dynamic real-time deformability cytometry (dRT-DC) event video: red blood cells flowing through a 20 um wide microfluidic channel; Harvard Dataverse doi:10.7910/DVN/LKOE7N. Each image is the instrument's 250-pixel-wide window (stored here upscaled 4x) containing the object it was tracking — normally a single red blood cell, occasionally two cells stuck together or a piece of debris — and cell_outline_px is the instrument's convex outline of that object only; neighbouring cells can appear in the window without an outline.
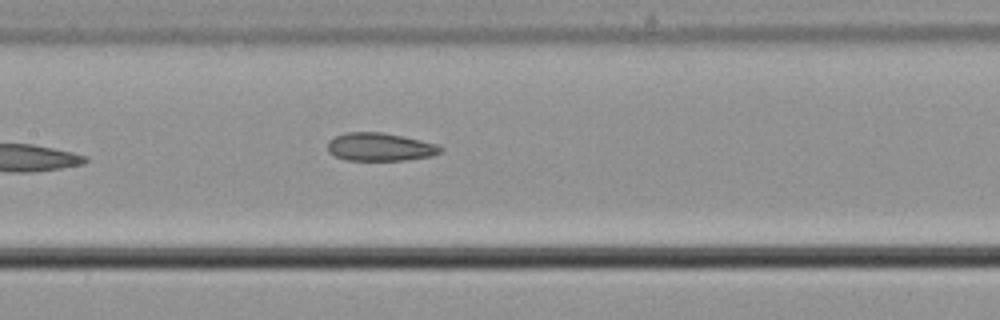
{"species": "common noctule bat (a hibernating species)", "species_latin": "Nyctalus noctula", "temperature_condition": "cold", "stored_images_in_passage": 8, "camera_frame_rate_fps": 3000, "um_per_image_px": 0.085, "animal": {"sex": "male", "body_mass_g": 21.5, "forearm_length_mm": 52.0}, "frame": {"image": 1, "passage_image": 8, "time_ms": 2.333, "image_size_px": [1000, 320], "cell_outline_px": [[444, 148], [440, 152], [432, 156], [408, 160], [344, 160], [328, 152], [328, 140], [344, 132], [384, 132], [420, 140], [436, 144]], "centroid_in_image_um": [32.29, 12.49], "position_along_channel_um": 175.1, "area_um2": 18.55}}